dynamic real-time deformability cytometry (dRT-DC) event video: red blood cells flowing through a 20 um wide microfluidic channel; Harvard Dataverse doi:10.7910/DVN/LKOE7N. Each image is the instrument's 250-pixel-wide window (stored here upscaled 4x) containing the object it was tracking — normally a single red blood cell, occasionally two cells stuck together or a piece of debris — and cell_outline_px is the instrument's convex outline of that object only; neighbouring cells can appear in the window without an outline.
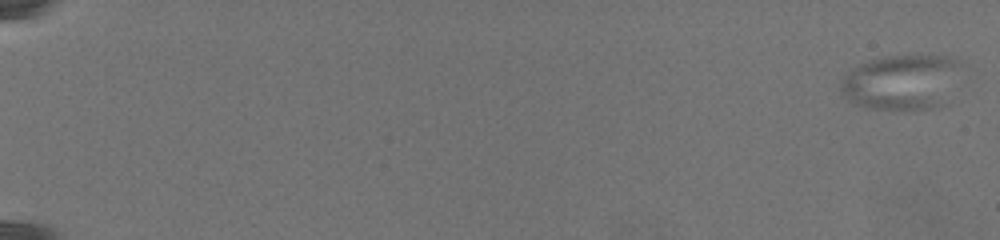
{"species": "common noctule bat (a hibernating species)", "species_latin": "Nyctalus noctula", "temperature_condition": "warm", "stored_images_in_passage": 62, "camera_frame_rate_fps": 3000, "um_per_image_px": 0.085, "animal": {"sex": "female", "body_mass_g": 19.5, "forearm_length_mm": 54.1}, "frame": {"image": 1, "passage_image": 1, "time_ms": 0.0, "image_size_px": [1000, 240], "cell_outline_px": [[960, 64], [940, 104], [932, 108], [912, 112], [868, 108], [856, 104], [840, 96], [840, 84], [844, 76], [852, 68], [860, 64], [872, 60], [888, 56], [944, 56], [960, 60]], "centroid_in_image_um": [76.49, 7.02], "position_along_channel_um": 8.5, "area_um2": 38.15}}
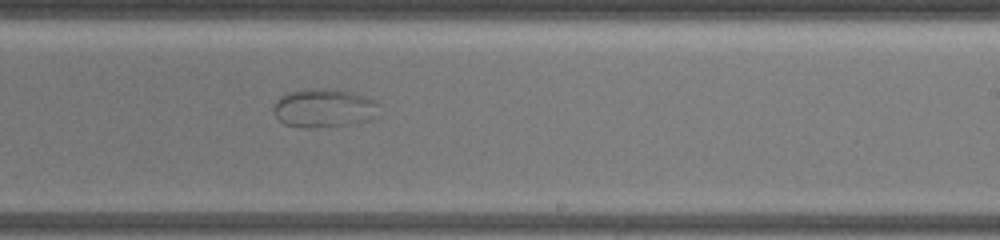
{"frame": {"image": 2, "passage_image": 42, "time_ms": 17.0, "image_size_px": [1000, 240], "cell_outline_px": [[380, 104], [376, 116], [368, 120], [348, 124], [316, 128], [300, 128], [284, 124], [272, 112], [272, 104], [280, 96], [288, 92], [308, 88], [324, 88], [352, 92], [376, 100]], "centroid_in_image_um": [27.49, 9.18], "position_along_channel_um": 261.5, "area_um2": 24.16}}
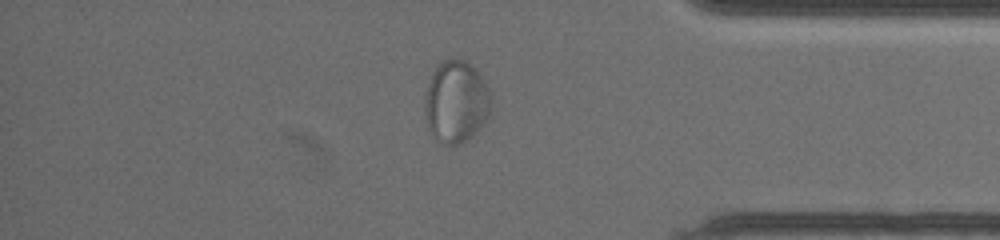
{"frame": {"image": 3, "passage_image": 53, "time_ms": 22.333, "image_size_px": [1000, 240], "cell_outline_px": [[492, 108], [488, 116], [472, 136], [460, 144], [444, 144], [436, 140], [432, 136], [428, 128], [424, 108], [424, 104], [428, 84], [436, 68], [444, 60], [464, 60], [476, 68], [484, 80], [488, 88], [492, 100]], "centroid_in_image_um": [38.78, 8.67], "position_along_channel_um": 396.4, "area_um2": 31.56}}